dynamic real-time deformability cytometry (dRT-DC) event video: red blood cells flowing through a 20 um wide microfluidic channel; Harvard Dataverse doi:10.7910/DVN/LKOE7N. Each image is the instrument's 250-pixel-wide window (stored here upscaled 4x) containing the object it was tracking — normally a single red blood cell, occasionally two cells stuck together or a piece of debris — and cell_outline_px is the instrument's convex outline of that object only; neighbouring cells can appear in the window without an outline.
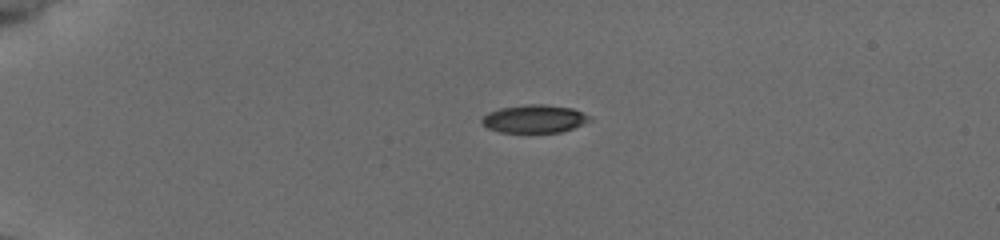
{"species": "common noctule bat (a hibernating species)", "species_latin": "Nyctalus noctula", "temperature_condition": "cold", "stored_images_in_passage": 42, "camera_frame_rate_fps": 3000, "um_per_image_px": 0.085, "animal": {"sex": "female", "body_mass_g": 19.5, "forearm_length_mm": 54.1}, "frame": {"image": 1, "passage_image": 1, "time_ms": 0.0, "image_size_px": [1000, 240], "cell_outline_px": [[592, 120], [572, 128], [560, 132], [500, 132], [488, 128], [480, 124], [480, 120], [488, 112], [500, 108], [524, 104], [544, 104], [572, 108], [592, 116]], "centroid_in_image_um": [45.4, 10.09], "position_along_channel_um": 39.6, "area_um2": 17.69}}
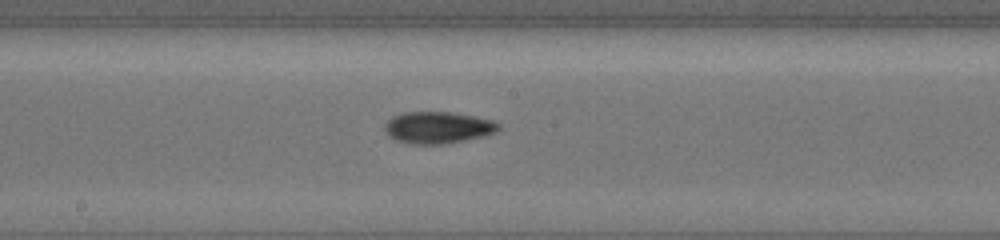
{"frame": {"image": 2, "passage_image": 19, "time_ms": 6.0, "image_size_px": [1000, 240], "cell_outline_px": [[500, 128], [492, 132], [480, 136], [440, 144], [412, 144], [396, 140], [384, 128], [384, 124], [392, 116], [404, 112], [452, 112], [496, 120], [500, 124]], "centroid_in_image_um": [37.21, 10.81], "position_along_channel_um": 211.0, "area_um2": 20.69}}
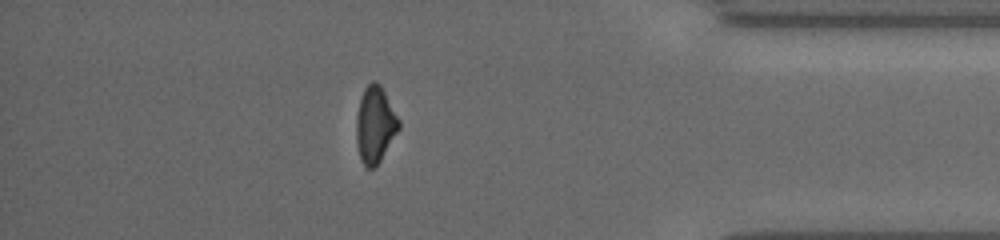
{"frame": {"image": 3, "passage_image": 36, "time_ms": 11.667, "image_size_px": [1000, 240], "cell_outline_px": [[400, 128], [380, 160], [372, 168], [368, 168], [360, 160], [356, 140], [356, 116], [360, 100], [364, 88], [372, 80], [380, 84], [400, 120]], "centroid_in_image_um": [31.88, 10.58], "position_along_channel_um": 403.3, "area_um2": 18.79}, "authors_computed_cell_mechanics": {"area_um2": 19.1607, "velocity_mm_per_s": 3.839, "shape_relaxation_time_tau1_ms": 2.1053, "shape_relaxation_time_tau2_ms": 3.8046, "deformation_change_tau1": 0.124, "deformation_change_tau2": 0.1092}}